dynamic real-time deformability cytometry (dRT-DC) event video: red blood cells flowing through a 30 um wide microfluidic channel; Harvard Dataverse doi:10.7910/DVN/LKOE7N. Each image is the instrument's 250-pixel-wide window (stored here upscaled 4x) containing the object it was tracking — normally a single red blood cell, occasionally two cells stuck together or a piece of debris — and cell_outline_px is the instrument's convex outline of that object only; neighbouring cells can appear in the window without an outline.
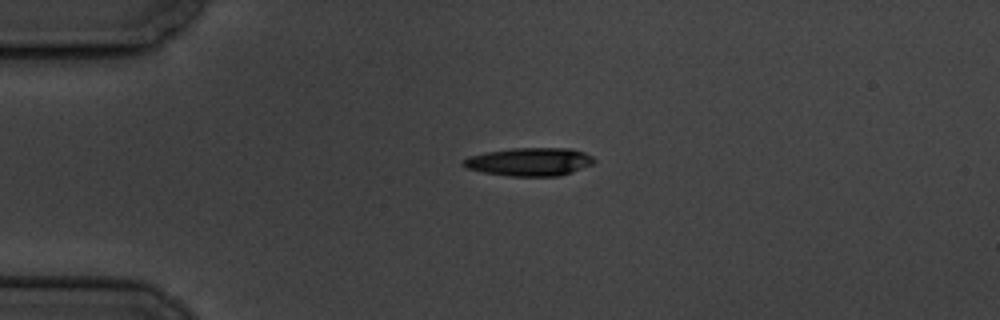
{"species": "common noctule bat (a hibernating species)", "species_latin": "Nyctalus noctula", "temperature_condition": "cold", "stored_images_in_passage": 2, "camera_frame_rate_fps": 3000, "um_per_image_px": 0.085, "animal": {"sex": "male", "body_mass_g": 19.5, "forearm_length_mm": 54.6}, "frame": {"image": 1, "passage_image": 1, "time_ms": 0.0, "image_size_px": [1000, 320], "cell_outline_px": [[596, 160], [592, 164], [572, 172], [560, 176], [508, 176], [484, 172], [464, 168], [460, 164], [460, 160], [468, 156], [484, 152], [512, 148], [572, 148], [584, 152], [592, 156]], "centroid_in_image_um": [44.96, 13.75], "position_along_channel_um": 40.0, "area_um2": 21.79}}